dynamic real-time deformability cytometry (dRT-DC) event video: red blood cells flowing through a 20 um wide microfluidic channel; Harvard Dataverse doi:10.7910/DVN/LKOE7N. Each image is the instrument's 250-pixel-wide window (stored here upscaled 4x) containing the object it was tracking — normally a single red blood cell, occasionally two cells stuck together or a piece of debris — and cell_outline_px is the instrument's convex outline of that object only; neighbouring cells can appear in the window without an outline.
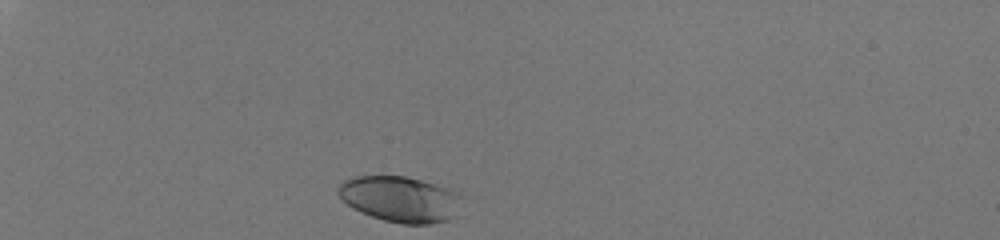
{"species": "human", "species_latin": "Homo sapiens", "temperature_condition": "room temperature", "stored_images_in_passage": 31, "camera_frame_rate_fps": 3000, "um_per_image_px": 0.085, "donor": {"sex": "male"}, "frame": {"image": 1, "passage_image": 1, "time_ms": 0.0, "image_size_px": [1000, 240], "cell_outline_px": [[460, 196], [448, 220], [428, 224], [400, 224], [384, 220], [360, 212], [352, 208], [336, 192], [336, 188], [344, 180], [356, 176], [404, 176], [436, 184], [460, 192]], "centroid_in_image_um": [33.93, 16.91], "position_along_channel_um": 51.1, "area_um2": 32.48}}
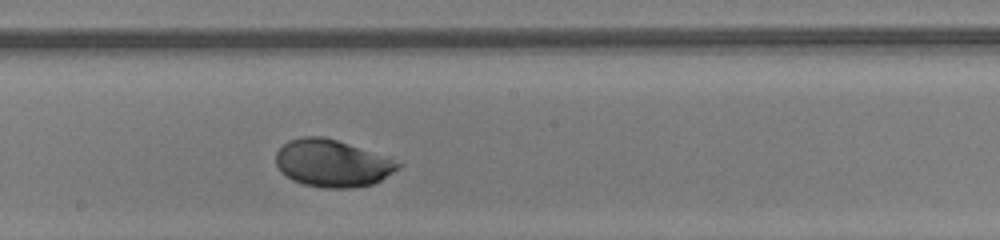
{"frame": {"image": 2, "passage_image": 18, "time_ms": 5.667, "image_size_px": [1000, 240], "cell_outline_px": [[404, 164], [400, 168], [380, 180], [372, 184], [356, 188], [324, 188], [304, 184], [292, 180], [284, 176], [280, 172], [276, 164], [276, 152], [288, 140], [304, 136], [320, 136], [336, 140], [392, 156]], "centroid_in_image_um": [28.29, 13.87], "position_along_channel_um": 219.9, "area_um2": 34.22}}
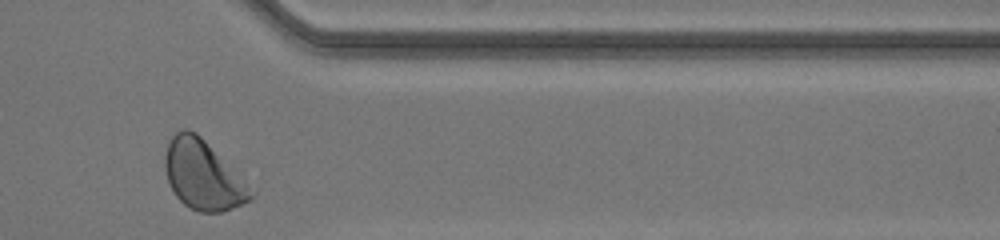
{"frame": {"image": 3, "passage_image": 31, "time_ms": 10.0, "image_size_px": [1000, 240], "cell_outline_px": [[252, 200], [232, 208], [220, 212], [200, 212], [184, 204], [176, 196], [168, 180], [164, 168], [164, 156], [168, 140], [176, 132], [184, 128], [188, 128], [196, 132], [204, 140], [252, 196]], "centroid_in_image_um": [17.1, 14.87], "position_along_channel_um": 394.3, "area_um2": 32.83}, "authors_computed_cell_mechanics": {"area_um2": 33.0616, "velocity_mm_per_s": 4.054, "shape_relaxation_time_tau1_ms": 2.0139, "shape_relaxation_time_tau2_ms": 1.1683, "deformation_change_tau1": 0.129, "deformation_change_tau2": 0.0373}}